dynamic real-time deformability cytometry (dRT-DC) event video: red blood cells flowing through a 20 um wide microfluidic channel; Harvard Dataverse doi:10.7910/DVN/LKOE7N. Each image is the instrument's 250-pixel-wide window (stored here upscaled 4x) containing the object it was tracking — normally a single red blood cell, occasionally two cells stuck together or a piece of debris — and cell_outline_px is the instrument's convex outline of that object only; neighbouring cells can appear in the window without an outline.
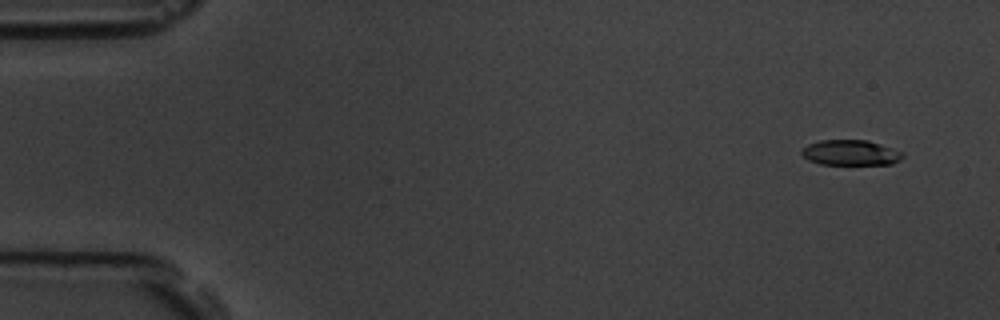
{"species": "common noctule bat (a hibernating species)", "species_latin": "Nyctalus noctula", "temperature_condition": "room temperature", "stored_images_in_passage": 5, "camera_frame_rate_fps": 3000, "um_per_image_px": 0.085, "animal": {"sex": "male", "body_mass_g": 19.5, "forearm_length_mm": 54.6}, "frame": {"image": 1, "passage_image": 1, "time_ms": 0.0, "image_size_px": [1000, 320], "cell_outline_px": [[904, 156], [900, 160], [892, 164], [820, 164], [808, 160], [800, 152], [808, 144], [820, 140], [868, 140], [904, 152]], "centroid_in_image_um": [72.32, 12.98], "position_along_channel_um": 12.7, "area_um2": 14.91}}
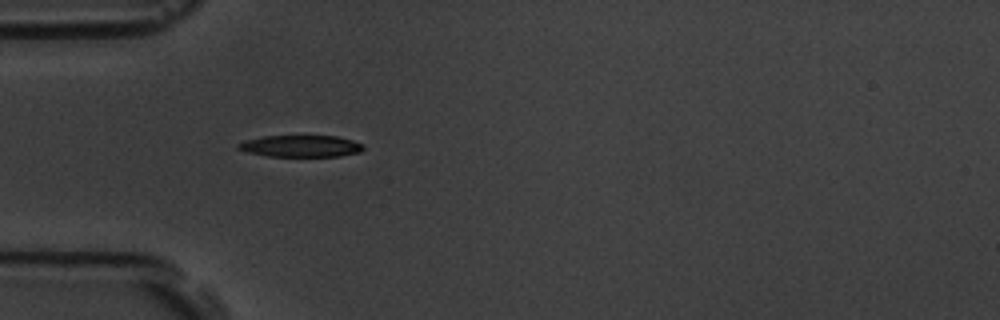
{"frame": {"image": 2, "passage_image": 5, "time_ms": 4.667, "image_size_px": [1000, 320], "cell_outline_px": [[364, 148], [360, 152], [340, 156], [268, 156], [248, 152], [236, 148], [236, 144], [244, 140], [264, 136], [336, 136], [352, 140], [364, 144]], "centroid_in_image_um": [25.56, 12.41], "position_along_channel_um": 59.4, "area_um2": 15.84}}